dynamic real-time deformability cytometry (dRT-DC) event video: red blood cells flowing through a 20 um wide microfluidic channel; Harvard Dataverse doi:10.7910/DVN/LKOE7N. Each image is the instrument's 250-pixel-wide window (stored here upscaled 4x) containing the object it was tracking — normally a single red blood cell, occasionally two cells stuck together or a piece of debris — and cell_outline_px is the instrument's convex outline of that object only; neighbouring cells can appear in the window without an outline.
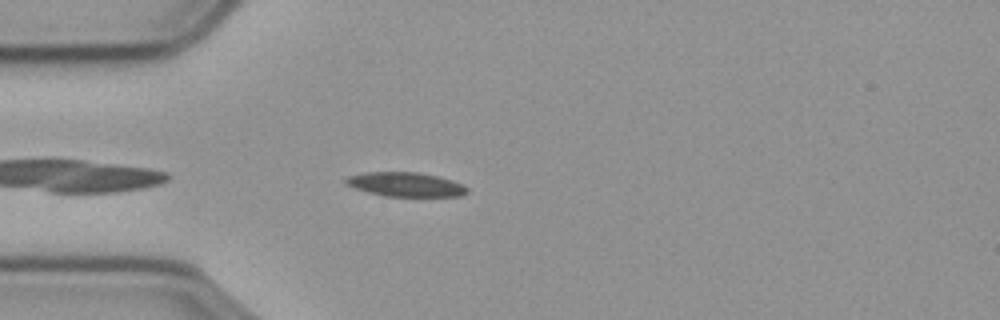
{"species": "common noctule bat (a hibernating species)", "species_latin": "Nyctalus noctula", "temperature_condition": "cold", "stored_images_in_passage": 39, "camera_frame_rate_fps": 3000, "um_per_image_px": 0.085, "animal": {"sex": "male", "body_mass_g": 23.1, "forearm_length_mm": 52.7}, "frame": {"image": 1, "passage_image": 4, "time_ms": 1.0, "image_size_px": [1000, 320], "cell_outline_px": [[468, 192], [460, 196], [384, 196], [368, 192], [344, 184], [344, 176], [364, 172], [416, 172], [436, 176], [452, 180], [468, 188]], "centroid_in_image_um": [34.41, 15.67], "position_along_channel_um": 50.6, "area_um2": 17.11}}
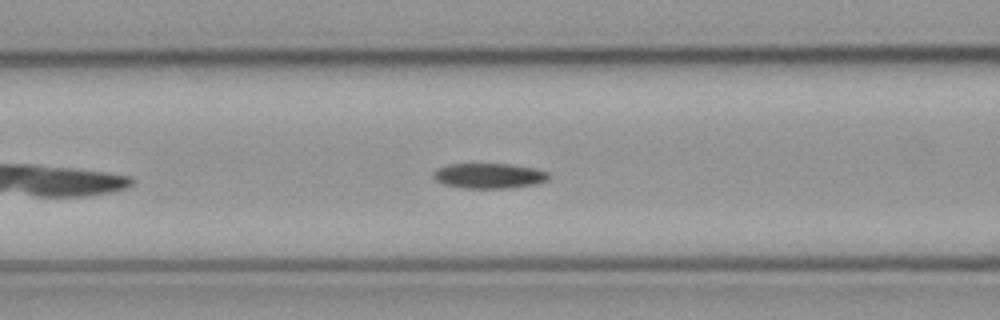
{"frame": {"image": 2, "passage_image": 11, "time_ms": 3.333, "image_size_px": [1000, 320], "cell_outline_px": [[548, 180], [536, 184], [512, 188], [464, 188], [444, 184], [436, 180], [432, 176], [432, 172], [436, 168], [448, 164], [508, 164], [536, 168], [548, 172]], "centroid_in_image_um": [41.55, 14.94], "position_along_channel_um": 125.0, "area_um2": 17.05}}
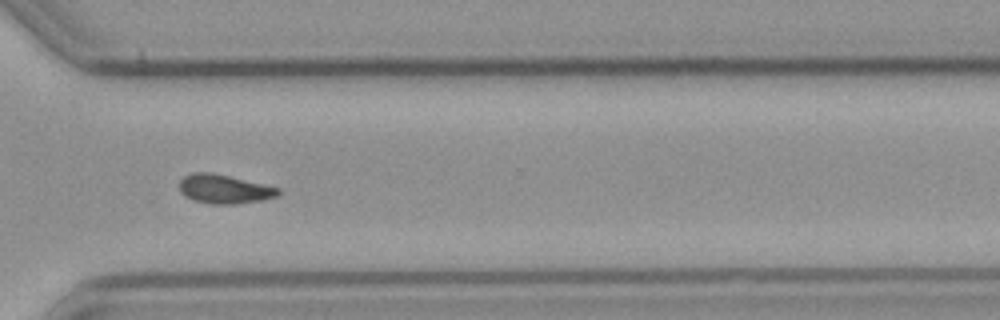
{"frame": {"image": 3, "passage_image": 30, "time_ms": 9.667, "image_size_px": [1000, 320], "cell_outline_px": [[280, 192], [276, 196], [264, 200], [236, 204], [212, 204], [192, 200], [184, 196], [180, 192], [180, 180], [184, 176], [192, 172], [212, 172], [280, 188]], "centroid_in_image_um": [19.04, 16.07], "position_along_channel_um": 351.6, "area_um2": 16.76}, "authors_computed_cell_mechanics": {"area_um2": 17.1088, "velocity_mm_per_s": 3.5739, "shape_relaxation_time_tau1_ms": 6.6278, "shape_relaxation_time_tau2_ms": null, "deformation_change_tau1": 0.1417, "deformation_change_tau2": null}}